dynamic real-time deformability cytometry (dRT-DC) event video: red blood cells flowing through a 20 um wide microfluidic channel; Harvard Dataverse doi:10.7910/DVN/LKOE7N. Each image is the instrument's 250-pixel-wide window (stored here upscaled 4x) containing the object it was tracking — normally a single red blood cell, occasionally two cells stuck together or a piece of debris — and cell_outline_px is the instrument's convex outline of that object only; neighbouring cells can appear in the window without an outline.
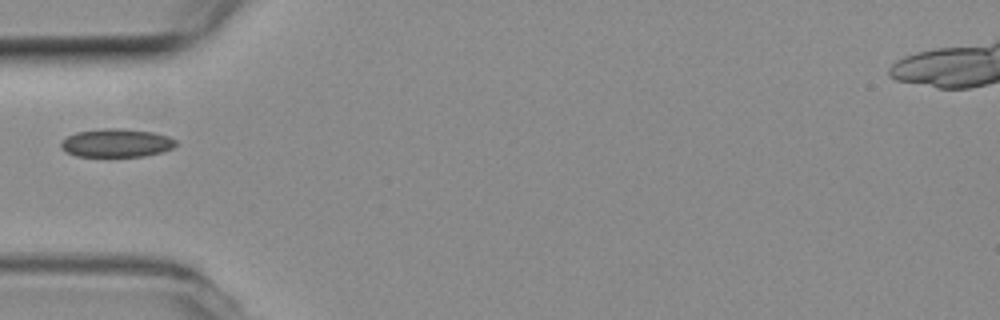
{"species": "common noctule bat (a hibernating species)", "species_latin": "Nyctalus noctula", "temperature_condition": "room temperature", "stored_images_in_passage": 3, "camera_frame_rate_fps": 3000, "um_per_image_px": 0.085, "animal": {"sex": "female", "body_mass_g": 19.3, "forearm_length_mm": 54.1}, "frame": {"image": 1, "passage_image": 1, "time_ms": 0.0, "image_size_px": [1000, 320], "cell_outline_px": [[176, 144], [172, 148], [160, 152], [144, 156], [76, 156], [60, 148], [60, 140], [76, 132], [104, 128], [124, 128], [152, 132], [168, 136], [176, 140]], "centroid_in_image_um": [9.87, 12.14], "position_along_channel_um": 75.1, "area_um2": 18.96}}